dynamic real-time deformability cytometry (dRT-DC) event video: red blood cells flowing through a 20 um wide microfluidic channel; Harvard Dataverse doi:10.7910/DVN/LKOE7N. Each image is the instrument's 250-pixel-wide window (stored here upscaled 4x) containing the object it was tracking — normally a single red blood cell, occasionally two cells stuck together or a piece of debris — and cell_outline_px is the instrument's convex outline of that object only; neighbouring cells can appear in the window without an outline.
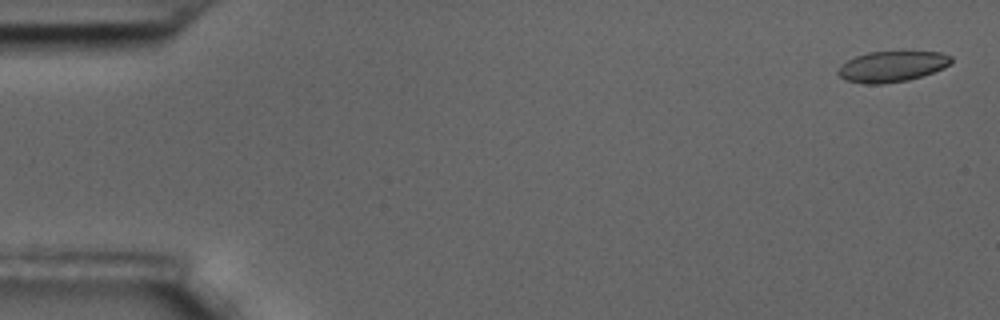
{"species": "common noctule bat (a hibernating species)", "species_latin": "Nyctalus noctula", "temperature_condition": "room temperature", "stored_images_in_passage": 14, "camera_frame_rate_fps": 3000, "um_per_image_px": 0.085, "animal": {"sex": "male", "body_mass_g": 17.5, "forearm_length_mm": 52.3}, "frame": {"image": 1, "passage_image": 2, "time_ms": 0.333, "image_size_px": [1000, 320], "cell_outline_px": [[952, 64], [944, 68], [908, 80], [880, 84], [864, 84], [844, 80], [836, 72], [848, 60], [856, 56], [868, 52], [904, 48], [940, 52], [952, 56]], "centroid_in_image_um": [75.88, 5.59], "position_along_channel_um": 9.1, "area_um2": 21.15}}